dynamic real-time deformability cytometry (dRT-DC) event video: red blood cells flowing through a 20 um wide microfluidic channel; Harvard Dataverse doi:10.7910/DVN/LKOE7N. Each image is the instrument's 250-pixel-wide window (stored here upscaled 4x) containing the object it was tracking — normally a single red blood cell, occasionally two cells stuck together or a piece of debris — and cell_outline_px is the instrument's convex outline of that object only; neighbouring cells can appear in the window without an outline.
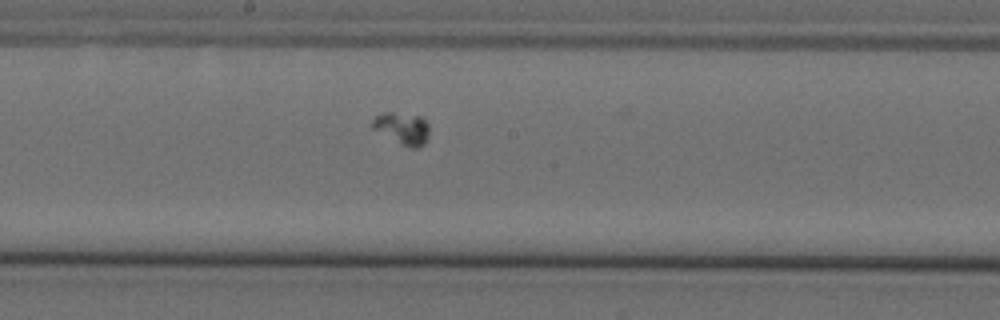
{"species": "Egyptian fruit bat (a non-hibernating species)", "species_latin": "Rousettus aegyptiacus", "temperature_condition": "cold", "stored_images_in_passage": 45, "camera_frame_rate_fps": 3000, "um_per_image_px": 0.085, "animal": {"sex": "female"}, "frame": {"image": 1, "passage_image": 25, "time_ms": 8.0, "image_size_px": [1000, 320], "cell_outline_px": [[428, 136], [424, 144], [420, 148], [412, 148], [400, 144], [372, 128], [372, 120], [376, 116], [384, 112], [392, 112], [420, 116], [428, 124]], "centroid_in_image_um": [34.2, 10.92], "position_along_channel_um": 214.0, "area_um2": 10.52}}
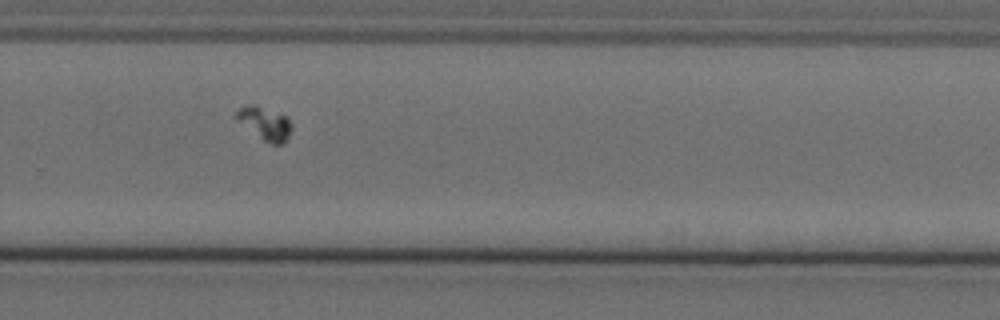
{"frame": {"image": 2, "passage_image": 33, "time_ms": 10.667, "image_size_px": [1000, 320], "cell_outline_px": [[292, 128], [288, 136], [280, 144], [272, 144], [264, 140], [240, 120], [236, 116], [236, 112], [244, 104], [256, 104], [288, 116]], "centroid_in_image_um": [22.57, 10.43], "position_along_channel_um": 307.2, "area_um2": 10.17}}
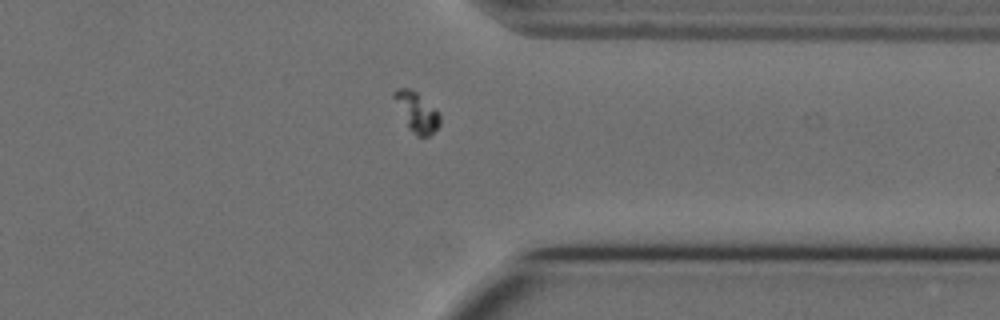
{"frame": {"image": 3, "passage_image": 39, "time_ms": 12.667, "image_size_px": [1000, 320], "cell_outline_px": [[440, 124], [428, 136], [416, 136], [408, 128], [392, 96], [392, 92], [396, 88], [408, 88], [416, 92], [436, 108], [440, 116]], "centroid_in_image_um": [35.4, 9.51], "position_along_channel_um": 376.0, "area_um2": 10.52}}